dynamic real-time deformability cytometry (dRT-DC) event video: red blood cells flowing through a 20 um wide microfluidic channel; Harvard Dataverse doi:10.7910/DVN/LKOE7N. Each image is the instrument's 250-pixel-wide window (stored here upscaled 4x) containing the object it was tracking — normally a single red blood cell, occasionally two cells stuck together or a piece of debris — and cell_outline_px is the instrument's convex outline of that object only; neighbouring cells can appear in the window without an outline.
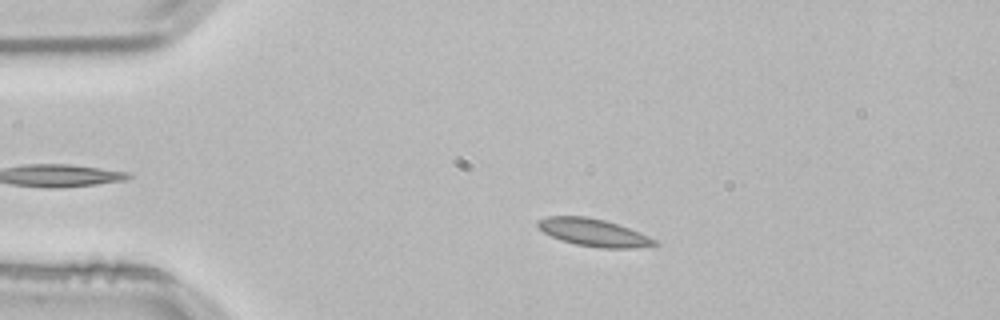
{"species": "common noctule bat (a hibernating species)", "species_latin": "Nyctalus noctula", "temperature_condition": "room temperature", "stored_images_in_passage": 44, "camera_frame_rate_fps": 3000, "um_per_image_px": 0.085, "animal": {"sex": "male", "body_mass_g": 21.5, "forearm_length_mm": 52.0}, "frame": {"image": 1, "passage_image": 11, "time_ms": 3.333, "image_size_px": [1000, 320], "cell_outline_px": [[660, 244], [636, 248], [600, 248], [576, 244], [560, 240], [544, 232], [536, 224], [536, 220], [548, 216], [584, 216], [604, 220], [640, 232], [656, 240]], "centroid_in_image_um": [50.45, 19.77], "position_along_channel_um": 34.6, "area_um2": 18.61}}
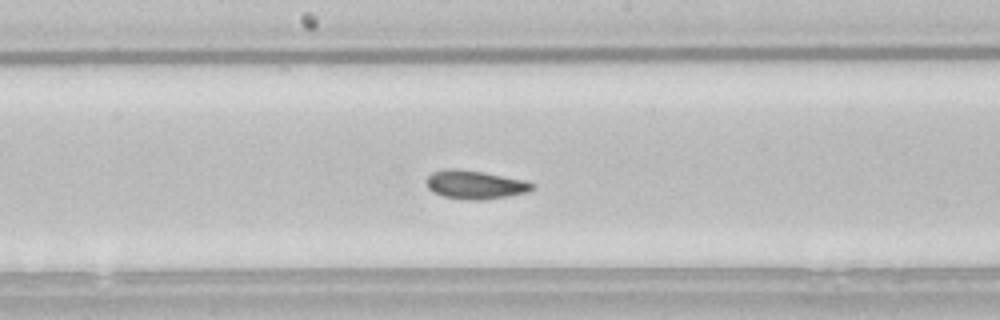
{"frame": {"image": 2, "passage_image": 28, "time_ms": 9.0, "image_size_px": [1000, 320], "cell_outline_px": [[536, 188], [528, 192], [484, 200], [468, 200], [444, 196], [428, 188], [428, 176], [432, 172], [444, 168], [456, 168], [480, 172], [524, 180], [536, 184]], "centroid_in_image_um": [40.42, 15.69], "position_along_channel_um": 207.8, "area_um2": 17.4}}
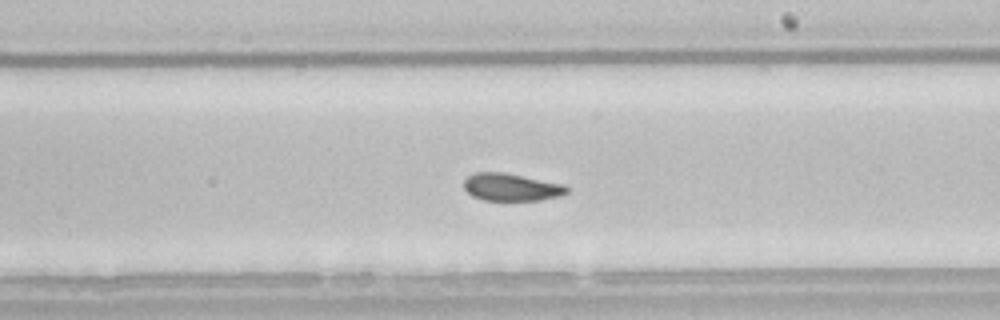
{"frame": {"image": 3, "passage_image": 31, "time_ms": 10.0, "image_size_px": [1000, 320], "cell_outline_px": [[568, 192], [560, 196], [540, 200], [484, 200], [472, 196], [464, 188], [464, 180], [472, 172], [504, 172], [564, 184], [568, 188]], "centroid_in_image_um": [43.45, 15.9], "position_along_channel_um": 245.6, "area_um2": 16.53}, "authors_computed_cell_mechanics": {"area_um2": 17.3689, "velocity_mm_per_s": 3.7863, "shape_relaxation_time_tau1_ms": 4.9808, "shape_relaxation_time_tau2_ms": 1.0147, "deformation_change_tau1": 0.1232, "deformation_change_tau2": 0.0372}}